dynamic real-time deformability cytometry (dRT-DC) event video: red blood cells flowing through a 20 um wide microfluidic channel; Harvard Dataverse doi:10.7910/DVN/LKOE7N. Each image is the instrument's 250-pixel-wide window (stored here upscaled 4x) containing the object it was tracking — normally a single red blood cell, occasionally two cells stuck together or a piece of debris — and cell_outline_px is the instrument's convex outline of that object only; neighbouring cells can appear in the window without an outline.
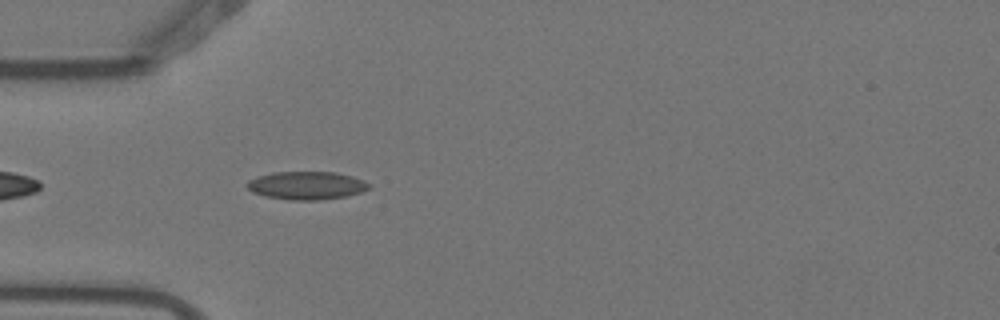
{"species": "Egyptian fruit bat (a non-hibernating species)", "species_latin": "Rousettus aegyptiacus", "temperature_condition": "warm", "stored_images_in_passage": 2, "camera_frame_rate_fps": 3000, "um_per_image_px": 0.085, "animal": {"sex": "female"}, "frame": {"image": 1, "passage_image": 2, "time_ms": 0.333, "image_size_px": [1000, 320], "cell_outline_px": [[372, 188], [348, 196], [320, 200], [288, 200], [264, 196], [252, 192], [244, 184], [248, 180], [256, 176], [272, 172], [336, 172], [352, 176], [364, 180], [372, 184]], "centroid_in_image_um": [26.06, 15.76], "position_along_channel_um": 58.9, "area_um2": 20.35}}